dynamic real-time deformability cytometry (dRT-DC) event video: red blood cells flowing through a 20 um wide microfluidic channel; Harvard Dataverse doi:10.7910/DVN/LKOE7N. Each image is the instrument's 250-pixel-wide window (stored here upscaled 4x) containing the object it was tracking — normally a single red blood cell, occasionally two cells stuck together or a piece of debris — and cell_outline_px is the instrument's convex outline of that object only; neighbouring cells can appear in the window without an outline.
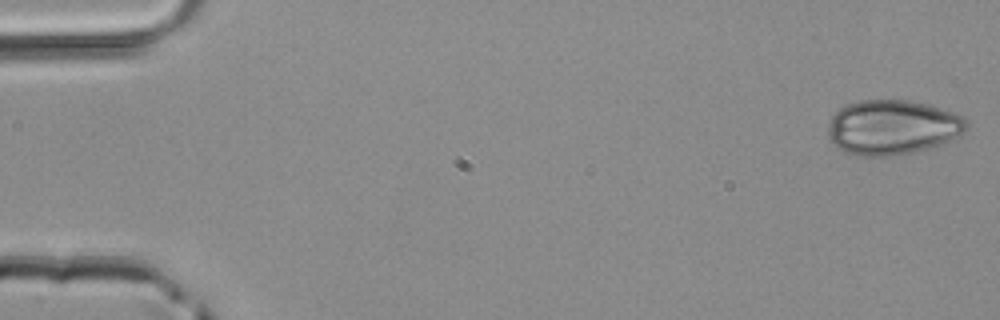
{"species": "common noctule bat (a hibernating species)", "species_latin": "Nyctalus noctula", "temperature_condition": "room temperature", "stored_images_in_passage": 46, "camera_frame_rate_fps": 3000, "um_per_image_px": 0.085, "animal": {"sex": "male", "body_mass_g": 20.4}, "frame": {"image": 1, "passage_image": 1, "time_ms": 0.0, "image_size_px": [1000, 320], "cell_outline_px": [[968, 128], [952, 140], [928, 148], [912, 152], [892, 156], [856, 156], [844, 152], [836, 148], [828, 136], [828, 128], [832, 116], [840, 108], [848, 104], [860, 100], [912, 100], [928, 104], [964, 116], [968, 120]], "centroid_in_image_um": [75.86, 10.82], "position_along_channel_um": 9.1, "area_um2": 44.51}}
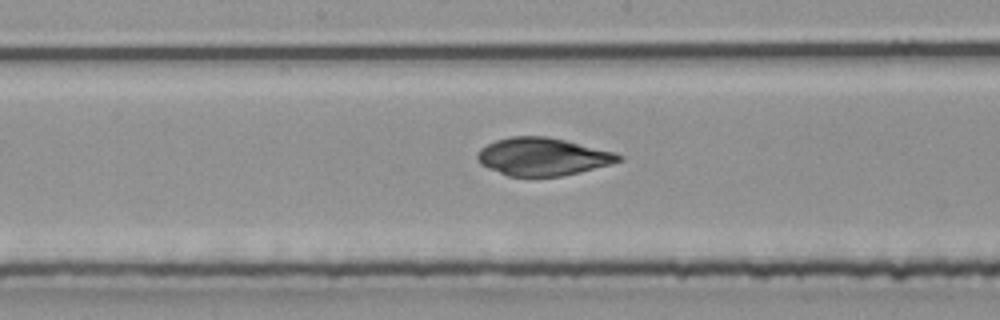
{"frame": {"image": 2, "passage_image": 24, "time_ms": 7.667, "image_size_px": [1000, 320], "cell_outline_px": [[624, 156], [620, 160], [608, 164], [580, 172], [560, 176], [508, 176], [488, 168], [480, 164], [476, 160], [476, 152], [480, 148], [496, 140], [508, 136], [548, 136], [616, 152]], "centroid_in_image_um": [46.08, 13.3], "position_along_channel_um": 202.1, "area_um2": 31.1}}
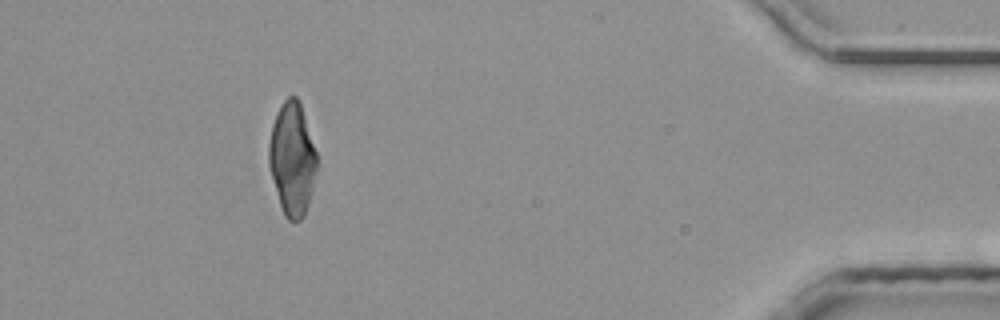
{"frame": {"image": 3, "passage_image": 42, "time_ms": 13.667, "image_size_px": [1000, 320], "cell_outline_px": [[316, 172], [308, 204], [304, 216], [300, 220], [288, 220], [284, 216], [280, 204], [268, 164], [268, 144], [272, 124], [276, 112], [284, 100], [288, 96], [296, 96], [300, 100], [316, 152]], "centroid_in_image_um": [24.82, 13.47], "position_along_channel_um": 410.4, "area_um2": 31.44}}